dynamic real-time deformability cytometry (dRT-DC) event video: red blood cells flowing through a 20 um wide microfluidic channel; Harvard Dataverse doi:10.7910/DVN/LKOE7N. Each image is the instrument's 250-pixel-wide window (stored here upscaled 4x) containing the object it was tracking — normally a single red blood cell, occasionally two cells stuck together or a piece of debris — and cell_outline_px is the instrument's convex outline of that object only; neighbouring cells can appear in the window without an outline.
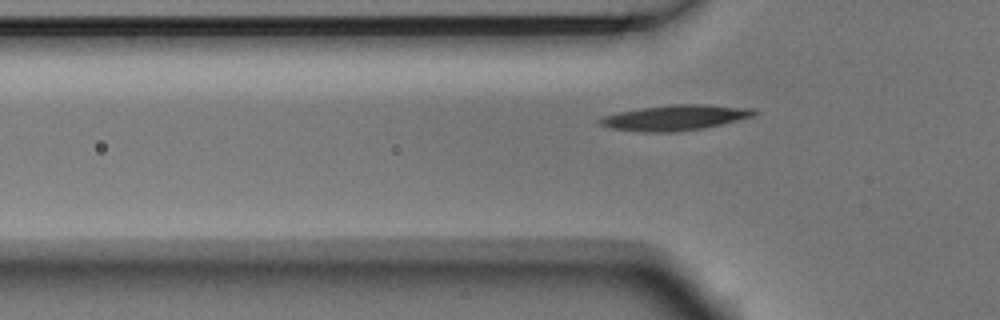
{"species": "Egyptian fruit bat (a non-hibernating species)", "species_latin": "Rousettus aegyptiacus", "temperature_condition": "room temperature", "stored_images_in_passage": 2, "camera_frame_rate_fps": 3000, "um_per_image_px": 0.085, "animal": {"sex": "male"}, "frame": {"image": 1, "passage_image": 2, "time_ms": 0.333, "image_size_px": [1000, 320], "cell_outline_px": [[760, 112], [756, 116], [704, 128], [676, 132], [644, 132], [612, 128], [600, 124], [596, 120], [604, 116], [620, 112], [640, 108], [668, 104], [704, 104], [756, 108]], "centroid_in_image_um": [57.48, 9.99], "position_along_channel_um": 68.3, "area_um2": 23.06}}